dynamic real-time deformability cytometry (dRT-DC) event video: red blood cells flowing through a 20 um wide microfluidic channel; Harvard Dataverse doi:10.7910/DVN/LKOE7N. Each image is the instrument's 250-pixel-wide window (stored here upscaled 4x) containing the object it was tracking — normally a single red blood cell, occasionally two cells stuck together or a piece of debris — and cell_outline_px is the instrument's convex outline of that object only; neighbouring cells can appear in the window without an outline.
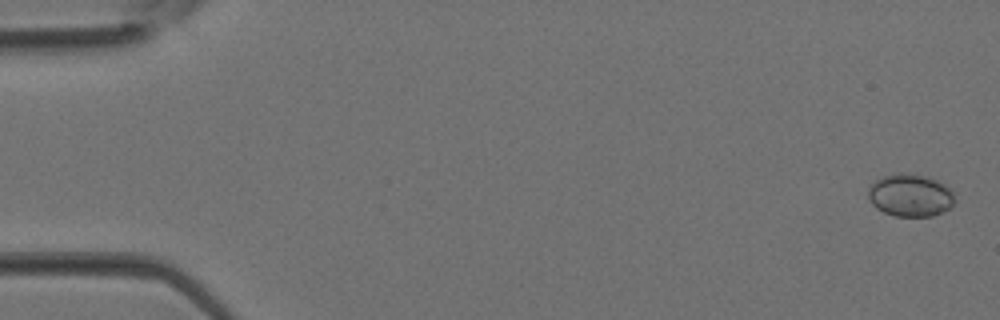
{"species": "Egyptian fruit bat (a non-hibernating species)", "species_latin": "Rousettus aegyptiacus", "temperature_condition": "room temperature", "stored_images_in_passage": 8, "camera_frame_rate_fps": 3000, "um_per_image_px": 0.085, "animal": {"sex": "female"}, "frame": {"image": 1, "passage_image": 1, "time_ms": 0.0, "image_size_px": [1000, 320], "cell_outline_px": [[952, 204], [948, 208], [932, 216], [896, 216], [884, 212], [876, 208], [868, 200], [868, 184], [892, 172], [904, 172], [924, 176], [936, 180], [952, 188]], "centroid_in_image_um": [77.3, 16.58], "position_along_channel_um": 7.7, "area_um2": 21.5}}